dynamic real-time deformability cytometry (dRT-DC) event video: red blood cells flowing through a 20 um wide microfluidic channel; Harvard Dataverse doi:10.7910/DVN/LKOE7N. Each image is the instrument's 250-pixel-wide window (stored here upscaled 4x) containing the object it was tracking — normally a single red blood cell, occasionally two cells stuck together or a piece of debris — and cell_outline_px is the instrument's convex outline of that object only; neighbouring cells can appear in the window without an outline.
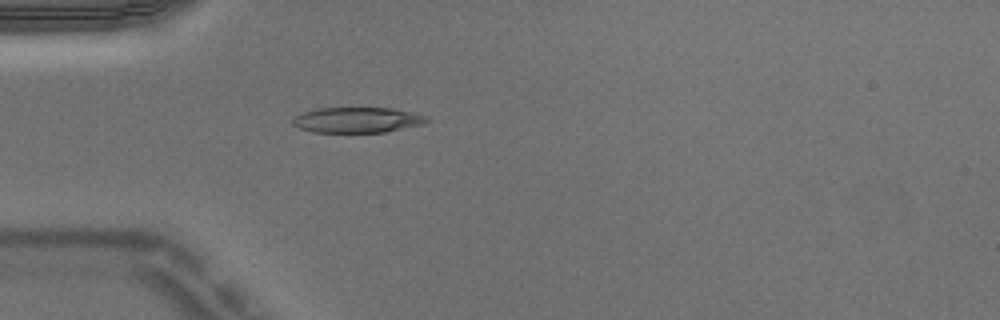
{"species": "Egyptian fruit bat (a non-hibernating species)", "species_latin": "Rousettus aegyptiacus", "temperature_condition": "warm", "stored_images_in_passage": 4, "camera_frame_rate_fps": 3000, "um_per_image_px": 0.085, "animal": {"sex": "male"}, "frame": {"image": 1, "passage_image": 4, "time_ms": 1.0, "image_size_px": [1000, 320], "cell_outline_px": [[432, 120], [420, 124], [384, 132], [312, 132], [300, 128], [292, 124], [292, 120], [296, 116], [304, 112], [316, 108], [392, 108], [412, 112], [428, 116]], "centroid_in_image_um": [30.37, 10.19], "position_along_channel_um": 54.6, "area_um2": 19.77}}